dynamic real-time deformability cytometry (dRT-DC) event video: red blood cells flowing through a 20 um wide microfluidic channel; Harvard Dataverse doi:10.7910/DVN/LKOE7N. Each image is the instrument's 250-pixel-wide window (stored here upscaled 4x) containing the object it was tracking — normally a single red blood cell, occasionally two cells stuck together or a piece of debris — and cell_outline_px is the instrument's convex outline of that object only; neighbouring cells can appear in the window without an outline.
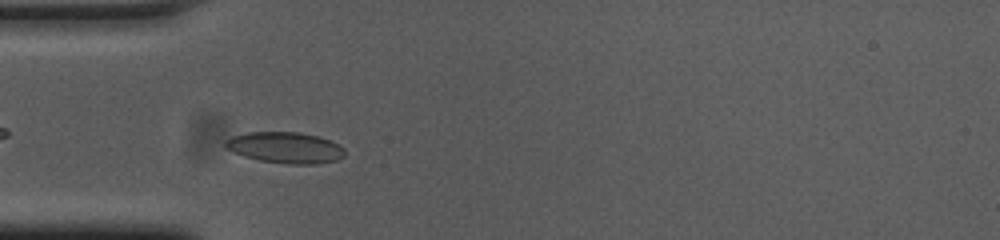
{"species": "common noctule bat (a hibernating species)", "species_latin": "Nyctalus noctula", "temperature_condition": "cold", "stored_images_in_passage": 47, "camera_frame_rate_fps": 3000, "um_per_image_px": 0.085, "animal": {"sex": "female", "body_mass_g": 23.0, "forearm_length_mm": 53.4}, "frame": {"image": 1, "passage_image": 9, "time_ms": 2.667, "image_size_px": [1000, 240], "cell_outline_px": [[344, 156], [336, 160], [316, 164], [288, 164], [260, 160], [244, 156], [228, 148], [224, 144], [224, 140], [232, 136], [248, 132], [296, 132], [320, 136], [340, 144], [344, 148]], "centroid_in_image_um": [24.28, 12.54], "position_along_channel_um": 60.7, "area_um2": 21.62}}
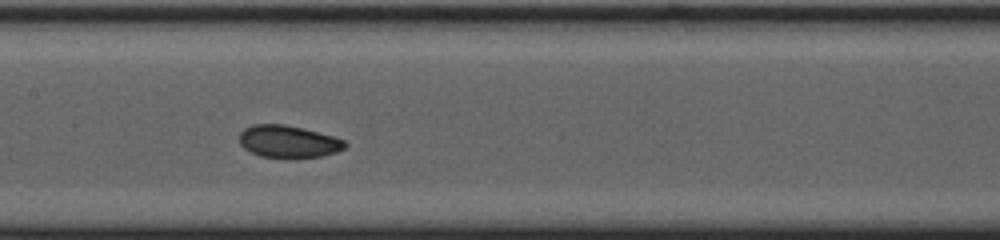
{"frame": {"image": 2, "passage_image": 19, "time_ms": 6.0, "image_size_px": [1000, 240], "cell_outline_px": [[348, 144], [344, 148], [336, 152], [324, 156], [260, 156], [244, 148], [240, 144], [240, 132], [244, 128], [252, 124], [284, 124], [304, 128], [332, 136], [344, 140]], "centroid_in_image_um": [24.5, 12.0], "position_along_channel_um": 182.9, "area_um2": 19.48}}
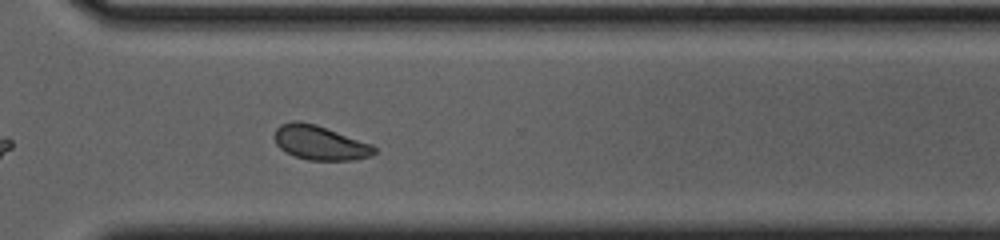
{"frame": {"image": 3, "passage_image": 32, "time_ms": 10.333, "image_size_px": [1000, 240], "cell_outline_px": [[376, 152], [372, 156], [352, 160], [308, 160], [284, 152], [276, 144], [272, 136], [276, 128], [280, 124], [292, 120], [300, 120], [316, 124], [372, 144], [376, 148]], "centroid_in_image_um": [27.16, 12.12], "position_along_channel_um": 343.4, "area_um2": 20.29}, "authors_computed_cell_mechanics": {"area_um2": 20.0566, "velocity_mm_per_s": 3.7103, "shape_relaxation_time_tau1_ms": 3.702, "shape_relaxation_time_tau2_ms": 2.4783, "deformation_change_tau1": 0.1009, "deformation_change_tau2": 0.0671}}